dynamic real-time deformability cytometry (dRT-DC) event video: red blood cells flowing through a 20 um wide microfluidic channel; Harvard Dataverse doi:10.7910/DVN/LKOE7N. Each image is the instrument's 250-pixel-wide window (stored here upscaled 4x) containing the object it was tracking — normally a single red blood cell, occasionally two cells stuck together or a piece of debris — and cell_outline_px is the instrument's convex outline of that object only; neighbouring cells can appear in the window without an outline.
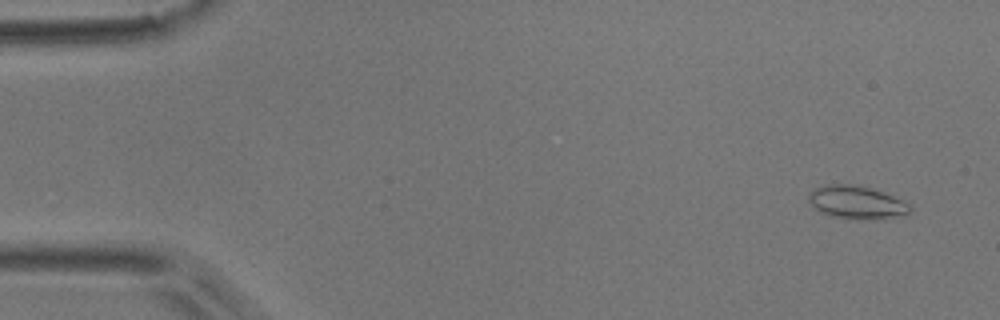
{"species": "common noctule bat (a hibernating species)", "species_latin": "Nyctalus noctula", "temperature_condition": "room temperature", "stored_images_in_passage": 17, "camera_frame_rate_fps": 3000, "um_per_image_px": 0.085, "animal": {"sex": "male", "body_mass_g": 17.9}, "frame": {"image": 1, "passage_image": 3, "time_ms": 0.667, "image_size_px": [1000, 320], "cell_outline_px": [[912, 212], [880, 220], [856, 220], [832, 216], [820, 212], [808, 200], [808, 196], [816, 188], [828, 184], [856, 184], [892, 196], [912, 204]], "centroid_in_image_um": [72.85, 17.23], "position_along_channel_um": 12.1, "area_um2": 19.54}}